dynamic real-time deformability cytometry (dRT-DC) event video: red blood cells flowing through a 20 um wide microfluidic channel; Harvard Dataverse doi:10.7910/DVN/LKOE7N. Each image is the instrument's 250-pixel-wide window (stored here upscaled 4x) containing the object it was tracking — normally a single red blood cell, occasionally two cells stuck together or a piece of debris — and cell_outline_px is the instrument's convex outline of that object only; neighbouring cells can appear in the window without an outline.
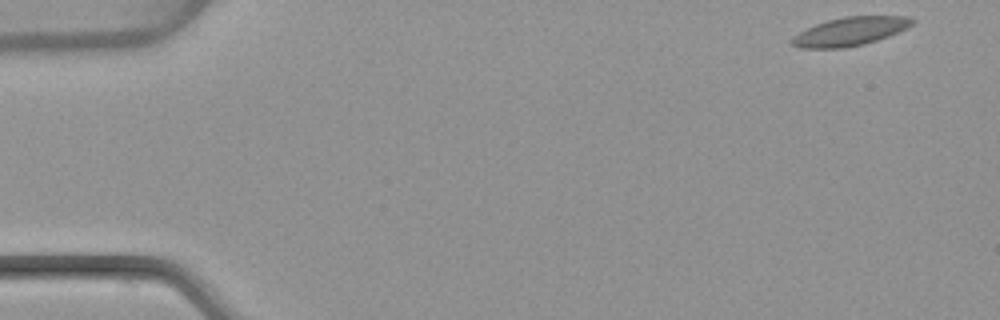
{"species": "common noctule bat (a hibernating species)", "species_latin": "Nyctalus noctula", "temperature_condition": "warm", "stored_images_in_passage": 51, "camera_frame_rate_fps": 3000, "um_per_image_px": 0.085, "animal": {"sex": "female", "body_mass_g": 22.7, "forearm_length_mm": 54.2}, "frame": {"image": 1, "passage_image": 1, "time_ms": 0.0, "image_size_px": [1000, 320], "cell_outline_px": [[916, 20], [908, 28], [888, 36], [864, 44], [844, 48], [800, 48], [792, 44], [788, 40], [792, 36], [816, 24], [828, 20], [844, 16], [908, 16]], "centroid_in_image_um": [72.26, 2.67], "position_along_channel_um": 12.7, "area_um2": 20.0}}
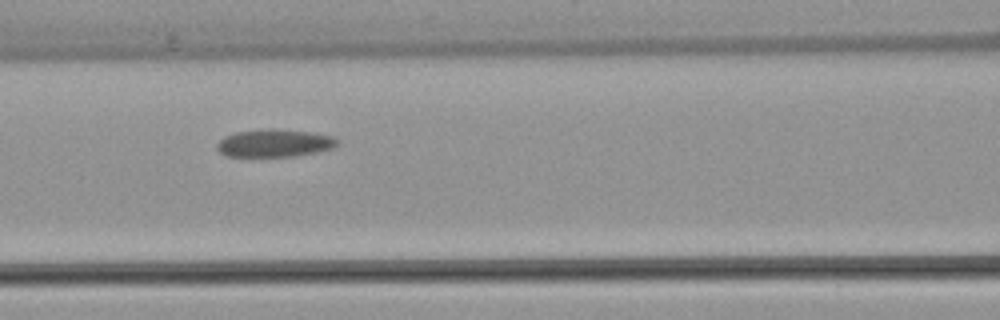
{"frame": {"image": 2, "passage_image": 21, "time_ms": 6.667, "image_size_px": [1000, 320], "cell_outline_px": [[340, 140], [332, 148], [316, 152], [296, 156], [224, 156], [216, 148], [216, 144], [224, 136], [236, 132], [268, 128], [272, 128], [312, 132], [332, 136]], "centroid_in_image_um": [23.31, 12.16], "position_along_channel_um": 143.3, "area_um2": 19.48}}
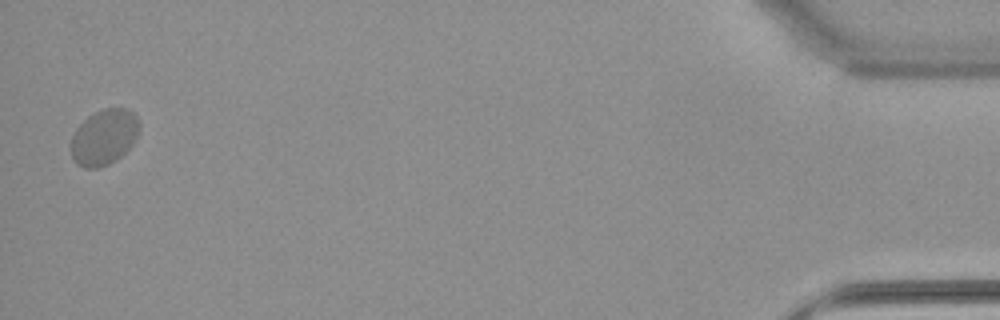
{"frame": {"image": 3, "passage_image": 50, "time_ms": 16.333, "image_size_px": [1000, 320], "cell_outline_px": [[140, 128], [136, 140], [116, 160], [108, 164], [96, 168], [84, 168], [76, 164], [72, 160], [72, 136], [76, 128], [88, 116], [104, 108], [128, 108], [140, 120]], "centroid_in_image_um": [8.86, 11.65], "position_along_channel_um": 426.3, "area_um2": 22.2}, "authors_computed_cell_mechanics": {"area_um2": 20.0566, "velocity_mm_per_s": 3.878, "shape_relaxation_time_tau1_ms": null, "shape_relaxation_time_tau2_ms": 3.1134, "deformation_change_tau1": null, "deformation_change_tau2": 0.036}}